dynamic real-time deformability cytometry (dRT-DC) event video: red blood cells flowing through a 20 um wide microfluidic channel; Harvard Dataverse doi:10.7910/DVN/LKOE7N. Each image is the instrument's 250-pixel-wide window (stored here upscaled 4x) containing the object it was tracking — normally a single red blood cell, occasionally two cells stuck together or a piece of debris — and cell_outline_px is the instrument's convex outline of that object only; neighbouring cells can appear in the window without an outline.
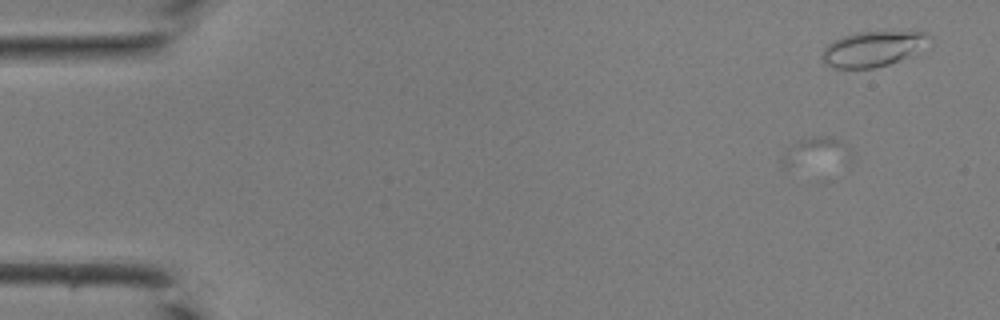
{"species": "common noctule bat (a hibernating species)", "species_latin": "Nyctalus noctula", "temperature_condition": "room temperature", "stored_images_in_passage": 3, "camera_frame_rate_fps": 3000, "um_per_image_px": 0.085, "animal": {"sex": "male", "body_mass_g": 19.0, "forearm_length_mm": 50.8}, "frame": {"image": 1, "passage_image": 3, "time_ms": 0.667, "image_size_px": [1000, 320], "cell_outline_px": [[852, 160], [788, 168], [784, 168], [780, 164], [780, 160], [788, 148], [800, 140], [812, 136], [832, 136], [852, 148]], "centroid_in_image_um": [69.37, 12.94], "position_along_channel_um": 15.6, "area_um2": 11.96}}